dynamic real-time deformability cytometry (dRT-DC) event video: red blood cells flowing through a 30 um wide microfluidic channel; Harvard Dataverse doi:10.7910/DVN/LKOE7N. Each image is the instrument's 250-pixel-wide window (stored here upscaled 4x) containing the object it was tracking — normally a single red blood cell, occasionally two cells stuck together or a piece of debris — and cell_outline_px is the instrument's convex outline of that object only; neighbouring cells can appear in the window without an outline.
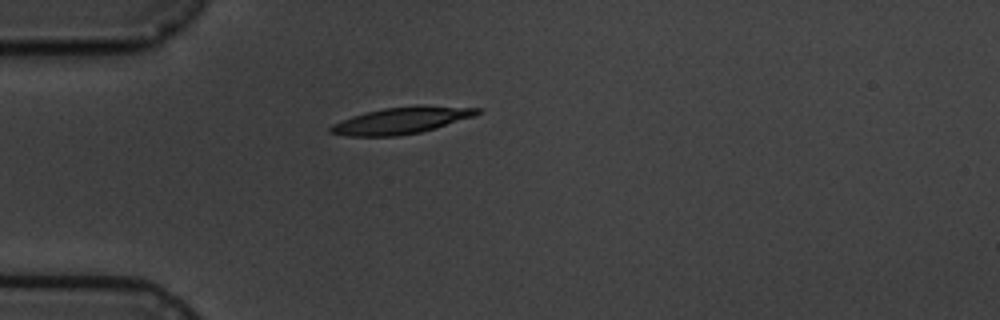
{"species": "common noctule bat (a hibernating species)", "species_latin": "Nyctalus noctula", "temperature_condition": "cold", "stored_images_in_passage": 2, "camera_frame_rate_fps": 3000, "um_per_image_px": 0.085, "animal": {"sex": "male", "body_mass_g": 19.5, "forearm_length_mm": 54.6}, "frame": {"image": 1, "passage_image": 1, "time_ms": 0.0, "image_size_px": [1000, 320], "cell_outline_px": [[480, 112], [476, 116], [436, 128], [420, 132], [396, 136], [348, 136], [328, 132], [328, 128], [332, 124], [352, 116], [384, 108], [416, 104], [420, 104], [480, 108]], "centroid_in_image_um": [34.16, 10.22], "position_along_channel_um": 50.8, "area_um2": 23.0}}